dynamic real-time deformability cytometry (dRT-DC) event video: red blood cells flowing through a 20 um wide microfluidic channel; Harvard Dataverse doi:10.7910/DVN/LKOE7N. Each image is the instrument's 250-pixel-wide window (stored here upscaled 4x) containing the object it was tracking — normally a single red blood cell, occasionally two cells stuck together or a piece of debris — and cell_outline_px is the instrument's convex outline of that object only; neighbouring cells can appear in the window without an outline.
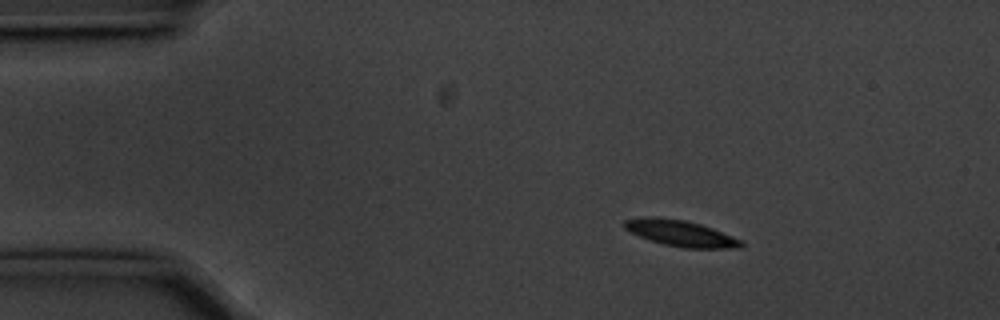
{"species": "common noctule bat (a hibernating species)", "species_latin": "Nyctalus noctula", "temperature_condition": "cold", "stored_images_in_passage": 50, "camera_frame_rate_fps": 3000, "um_per_image_px": 0.085, "animal": {"sex": "male", "body_mass_g": 20.1, "forearm_length_mm": 53.5}, "frame": {"image": 1, "passage_image": 3, "time_ms": 0.667, "image_size_px": [1000, 320], "cell_outline_px": [[744, 248], [684, 248], [664, 244], [640, 236], [624, 228], [624, 220], [648, 216], [656, 216], [684, 220], [700, 224], [712, 228], [744, 240]], "centroid_in_image_um": [57.92, 19.83], "position_along_channel_um": 27.1, "area_um2": 17.74}}
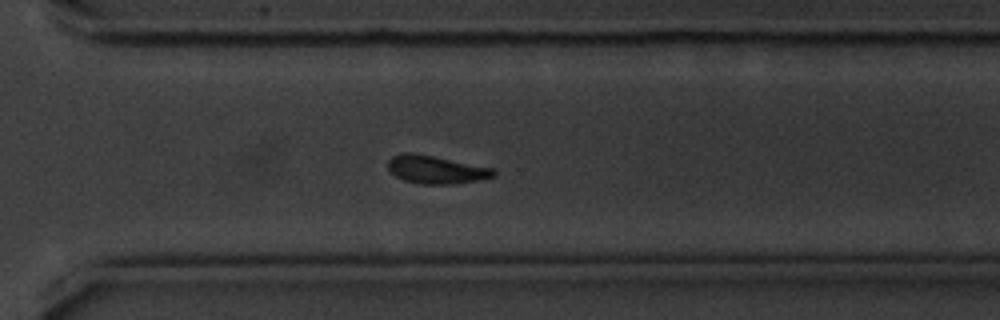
{"frame": {"image": 2, "passage_image": 34, "time_ms": 11.0, "image_size_px": [1000, 320], "cell_outline_px": [[496, 176], [456, 184], [420, 184], [404, 180], [396, 176], [388, 168], [388, 160], [392, 156], [404, 152], [412, 152], [492, 168], [496, 172]], "centroid_in_image_um": [37.03, 14.42], "position_along_channel_um": 333.6, "area_um2": 17.05}}
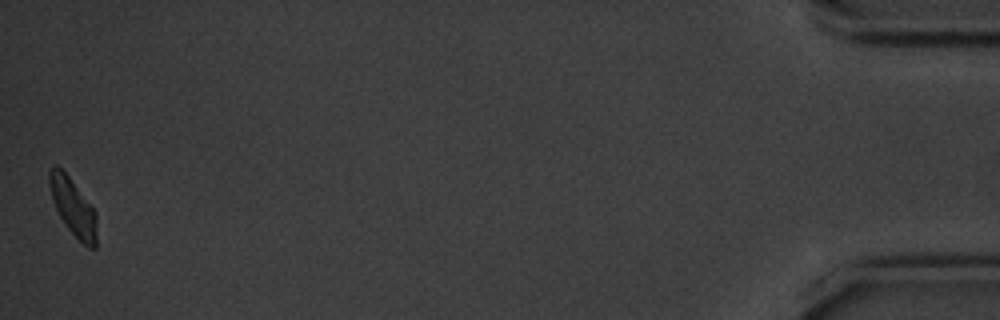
{"frame": {"image": 3, "passage_image": 50, "time_ms": 16.333, "image_size_px": [1000, 320], "cell_outline_px": [[96, 248], [88, 248], [64, 224], [52, 200], [48, 184], [48, 172], [52, 164], [56, 164], [68, 176], [96, 212]], "centroid_in_image_um": [6.18, 17.57], "position_along_channel_um": 429.0, "area_um2": 15.61}, "authors_computed_cell_mechanics": {"area_um2": 17.34, "velocity_mm_per_s": 3.5303, "shape_relaxation_time_tau1_ms": 1.6901, "shape_relaxation_time_tau2_ms": null, "deformation_change_tau1": 0.1267, "deformation_change_tau2": null}}